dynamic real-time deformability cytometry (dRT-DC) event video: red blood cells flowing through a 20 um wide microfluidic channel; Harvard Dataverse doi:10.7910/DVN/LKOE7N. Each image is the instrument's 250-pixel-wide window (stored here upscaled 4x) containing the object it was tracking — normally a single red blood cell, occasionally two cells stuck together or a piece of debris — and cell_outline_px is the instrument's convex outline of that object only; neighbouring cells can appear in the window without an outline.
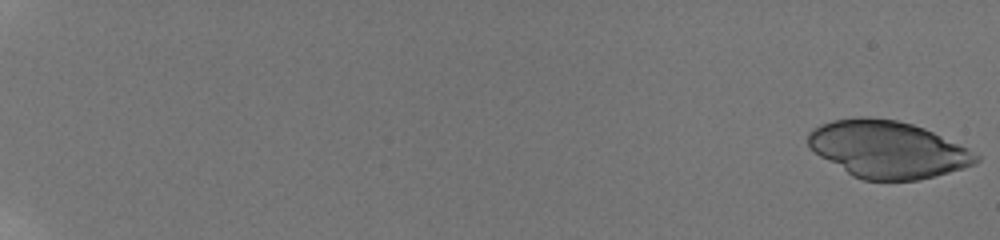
{"species": "human", "species_latin": "Homo sapiens", "temperature_condition": "room temperature", "stored_images_in_passage": 22, "camera_frame_rate_fps": 3000, "um_per_image_px": 0.085, "donor": {"sex": "male"}, "frame": {"image": 1, "passage_image": 1, "time_ms": 0.0, "image_size_px": [1000, 240], "cell_outline_px": [[980, 160], [976, 164], [964, 168], [936, 176], [916, 180], [864, 180], [852, 176], [820, 156], [808, 148], [808, 132], [812, 128], [820, 124], [832, 120], [860, 116], [868, 116], [896, 120], [912, 124], [924, 128], [968, 148], [980, 156]], "centroid_in_image_um": [75.43, 12.69], "position_along_channel_um": 9.6, "area_um2": 56.07}}